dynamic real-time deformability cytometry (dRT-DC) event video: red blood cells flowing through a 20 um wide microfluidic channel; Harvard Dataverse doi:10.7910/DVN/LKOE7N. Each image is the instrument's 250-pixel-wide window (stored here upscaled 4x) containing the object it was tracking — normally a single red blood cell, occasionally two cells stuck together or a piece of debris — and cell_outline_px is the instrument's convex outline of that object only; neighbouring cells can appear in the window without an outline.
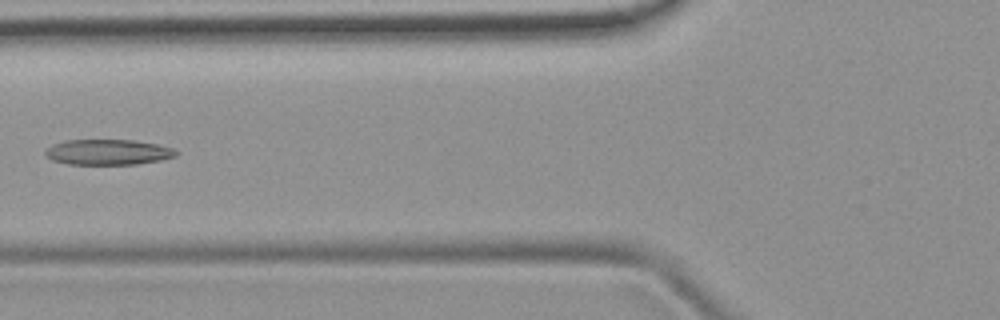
{"species": "common noctule bat (a hibernating species)", "species_latin": "Nyctalus noctula", "temperature_condition": "room temperature", "stored_images_in_passage": 6, "camera_frame_rate_fps": 3000, "um_per_image_px": 0.085, "animal": {"sex": "female", "body_mass_g": 19.9}, "frame": {"image": 1, "passage_image": 5, "time_ms": 5.667, "image_size_px": [1000, 320], "cell_outline_px": [[180, 152], [176, 156], [160, 160], [136, 164], [68, 164], [52, 160], [44, 156], [44, 152], [52, 144], [64, 140], [132, 140], [156, 144], [172, 148]], "centroid_in_image_um": [9.15, 12.93], "position_along_channel_um": 116.6, "area_um2": 19.42}}
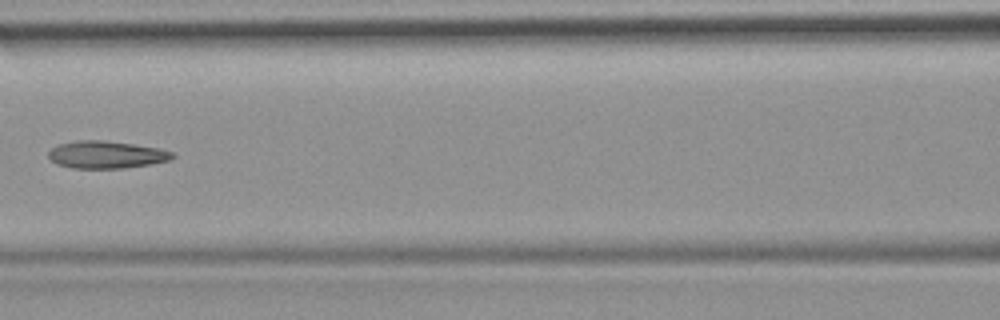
{"frame": {"image": 2, "passage_image": 6, "time_ms": 6.667, "image_size_px": [1000, 320], "cell_outline_px": [[176, 156], [168, 160], [152, 164], [124, 168], [72, 168], [56, 164], [48, 156], [48, 152], [52, 148], [60, 144], [76, 140], [100, 140], [132, 144], [160, 148], [172, 152]], "centroid_in_image_um": [9.03, 13.15], "position_along_channel_um": 157.6, "area_um2": 19.71}}